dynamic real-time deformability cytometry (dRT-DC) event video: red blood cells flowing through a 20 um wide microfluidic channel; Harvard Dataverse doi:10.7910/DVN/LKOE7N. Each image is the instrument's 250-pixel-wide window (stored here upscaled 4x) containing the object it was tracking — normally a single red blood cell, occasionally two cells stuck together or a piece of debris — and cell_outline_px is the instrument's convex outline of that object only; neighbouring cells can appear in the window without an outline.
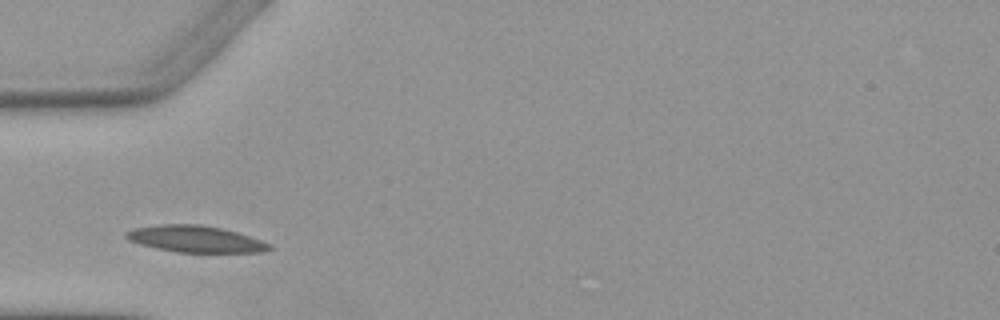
{"species": "Egyptian fruit bat (a non-hibernating species)", "species_latin": "Rousettus aegyptiacus", "temperature_condition": "warm", "stored_images_in_passage": 2, "camera_frame_rate_fps": 3000, "um_per_image_px": 0.085, "animal": {"sex": "female"}, "frame": {"image": 1, "passage_image": 2, "time_ms": 1.0, "image_size_px": [1000, 320], "cell_outline_px": [[276, 248], [260, 252], [176, 252], [156, 248], [140, 244], [128, 240], [124, 236], [124, 232], [136, 228], [160, 224], [200, 224], [220, 228], [236, 232], [272, 244]], "centroid_in_image_um": [16.61, 20.32], "position_along_channel_um": 68.4, "area_um2": 22.14}}